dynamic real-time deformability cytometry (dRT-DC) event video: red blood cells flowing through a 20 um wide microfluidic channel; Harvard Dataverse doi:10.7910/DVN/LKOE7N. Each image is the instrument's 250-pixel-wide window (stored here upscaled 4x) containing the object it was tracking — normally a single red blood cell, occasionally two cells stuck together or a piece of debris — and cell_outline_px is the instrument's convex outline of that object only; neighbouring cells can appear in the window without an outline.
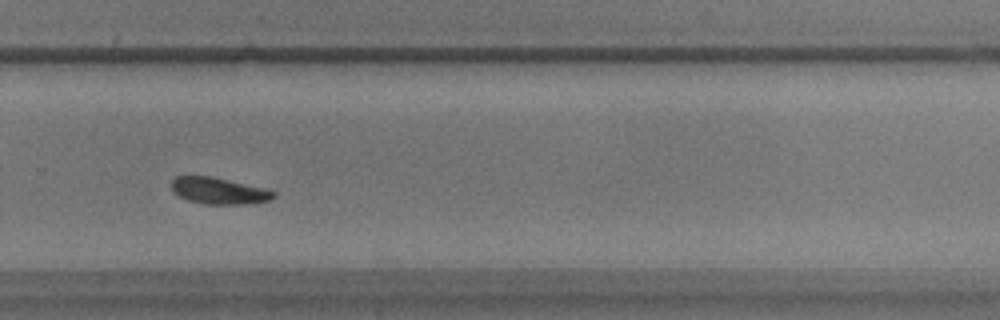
{"species": "common noctule bat (a hibernating species)", "species_latin": "Nyctalus noctula", "temperature_condition": "warm", "stored_images_in_passage": 40, "camera_frame_rate_fps": 3000, "um_per_image_px": 0.085, "animal": {"sex": "male", "body_mass_g": 17.9}, "frame": {"image": 1, "passage_image": 23, "time_ms": 7.333, "image_size_px": [1000, 320], "cell_outline_px": [[276, 196], [268, 200], [248, 204], [204, 204], [188, 200], [172, 192], [172, 180], [176, 176], [208, 176], [268, 188], [276, 192]], "centroid_in_image_um": [18.62, 16.22], "position_along_channel_um": 311.2, "area_um2": 15.78}}
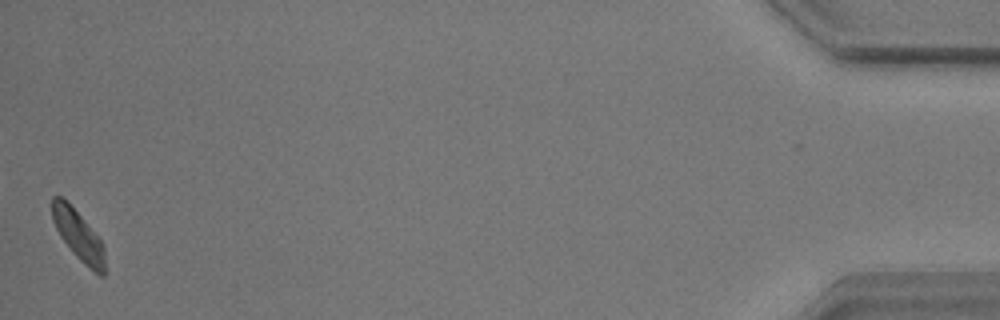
{"frame": {"image": 2, "passage_image": 40, "time_ms": 13.0, "image_size_px": [1000, 320], "cell_outline_px": [[104, 276], [100, 276], [84, 264], [72, 252], [60, 236], [52, 220], [52, 196], [60, 196], [84, 220], [100, 240], [104, 248]], "centroid_in_image_um": [6.64, 20.03], "position_along_channel_um": 428.6, "area_um2": 14.85}, "authors_computed_cell_mechanics": {"area_um2": 16.184, "velocity_mm_per_s": 3.6788, "shape_relaxation_time_tau1_ms": null, "shape_relaxation_time_tau2_ms": 4.0392, "deformation_change_tau1": null, "deformation_change_tau2": 0.0853}}